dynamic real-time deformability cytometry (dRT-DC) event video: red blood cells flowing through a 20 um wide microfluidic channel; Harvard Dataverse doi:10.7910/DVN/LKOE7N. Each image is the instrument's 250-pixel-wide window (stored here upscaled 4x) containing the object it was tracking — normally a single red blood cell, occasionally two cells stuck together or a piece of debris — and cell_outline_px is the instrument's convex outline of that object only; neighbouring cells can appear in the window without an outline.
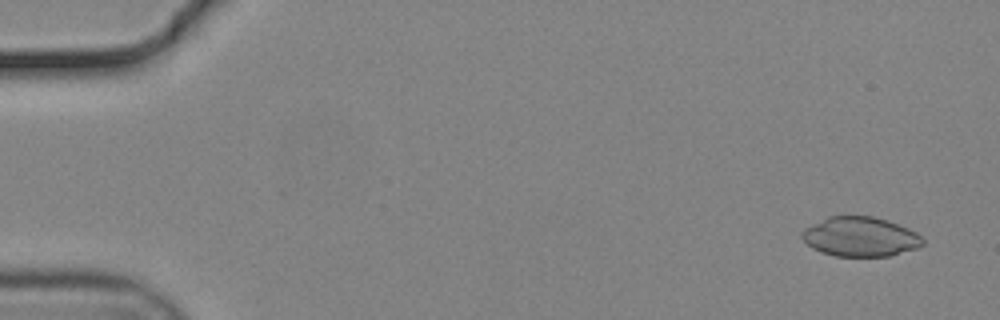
{"species": "common noctule bat (a hibernating species)", "species_latin": "Nyctalus noctula", "temperature_condition": "cold", "stored_images_in_passage": 56, "camera_frame_rate_fps": 3000, "um_per_image_px": 0.085, "animal": {"sex": "male", "body_mass_g": 19.2, "forearm_length_mm": 51.8}, "frame": {"image": 1, "passage_image": 3, "time_ms": 0.667, "image_size_px": [1000, 320], "cell_outline_px": [[924, 244], [916, 248], [888, 256], [836, 256], [820, 252], [812, 248], [800, 236], [800, 232], [804, 228], [828, 216], [872, 216], [888, 220], [908, 228], [916, 232], [924, 240]], "centroid_in_image_um": [73.1, 20.12], "position_along_channel_um": 11.9, "area_um2": 27.86}}